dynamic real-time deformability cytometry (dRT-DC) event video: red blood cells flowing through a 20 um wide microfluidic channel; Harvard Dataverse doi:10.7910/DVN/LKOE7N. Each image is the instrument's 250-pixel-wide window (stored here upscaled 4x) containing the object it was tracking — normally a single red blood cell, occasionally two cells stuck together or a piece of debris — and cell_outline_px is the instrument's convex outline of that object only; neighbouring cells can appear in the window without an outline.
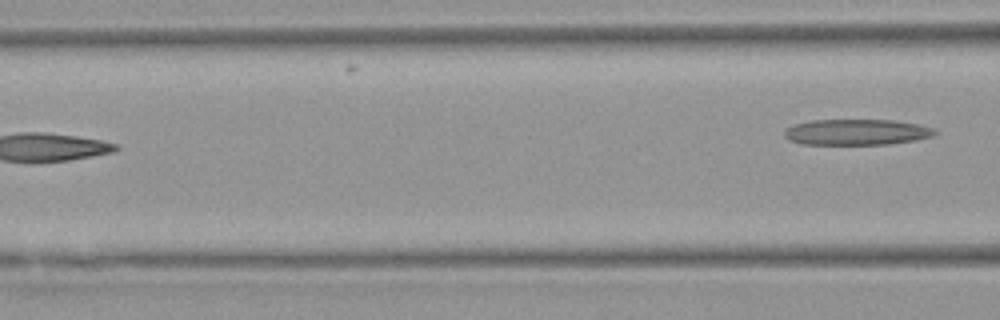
{"species": "Egyptian fruit bat (a non-hibernating species)", "species_latin": "Rousettus aegyptiacus", "temperature_condition": "warm", "stored_images_in_passage": 5, "camera_frame_rate_fps": 3000, "um_per_image_px": 0.085, "animal": {"sex": "female"}, "frame": {"image": 1, "passage_image": 5, "time_ms": 9.0, "image_size_px": [1000, 320], "cell_outline_px": [[940, 132], [936, 136], [916, 140], [888, 144], [804, 144], [788, 140], [784, 136], [784, 132], [788, 128], [796, 124], [812, 120], [896, 120], [920, 124], [932, 128]], "centroid_in_image_um": [72.89, 11.23], "position_along_channel_um": 93.7, "area_um2": 22.77}}